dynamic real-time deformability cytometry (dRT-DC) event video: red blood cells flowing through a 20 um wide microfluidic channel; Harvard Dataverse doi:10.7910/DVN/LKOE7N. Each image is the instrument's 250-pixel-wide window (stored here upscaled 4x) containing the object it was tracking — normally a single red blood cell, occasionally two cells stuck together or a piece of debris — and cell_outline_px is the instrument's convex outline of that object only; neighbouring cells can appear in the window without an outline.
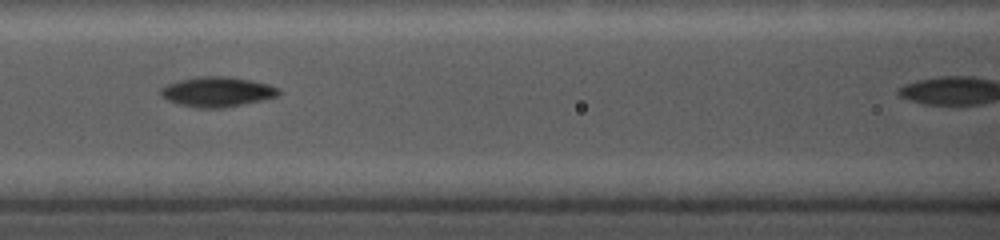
{"species": "common noctule bat (a hibernating species)", "species_latin": "Nyctalus noctula", "temperature_condition": "cold", "stored_images_in_passage": 4, "camera_frame_rate_fps": 5000, "um_per_image_px": 0.085, "animal": {"sex": "female", "body_mass_g": 19.0, "forearm_length_mm": 56.7}, "frame": {"image": 1, "passage_image": 3, "time_ms": 2.0, "image_size_px": [1000, 240], "cell_outline_px": [[280, 92], [276, 96], [264, 100], [224, 108], [196, 108], [180, 104], [168, 100], [160, 96], [160, 88], [168, 84], [180, 80], [200, 76], [228, 76], [268, 84], [280, 88]], "centroid_in_image_um": [18.46, 7.81], "position_along_channel_um": 148.1, "area_um2": 20.58}}